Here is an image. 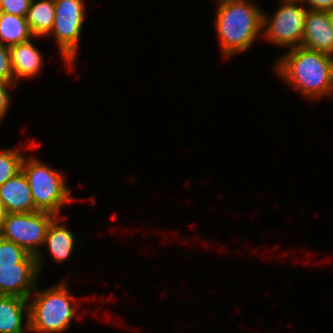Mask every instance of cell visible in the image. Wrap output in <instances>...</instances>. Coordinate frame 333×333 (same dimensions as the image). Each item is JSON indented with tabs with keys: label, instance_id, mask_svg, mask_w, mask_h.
I'll use <instances>...</instances> for the list:
<instances>
[{
	"label": "cell",
	"instance_id": "cell-15",
	"mask_svg": "<svg viewBox=\"0 0 333 333\" xmlns=\"http://www.w3.org/2000/svg\"><path fill=\"white\" fill-rule=\"evenodd\" d=\"M34 38L26 17L0 11V42L8 47Z\"/></svg>",
	"mask_w": 333,
	"mask_h": 333
},
{
	"label": "cell",
	"instance_id": "cell-17",
	"mask_svg": "<svg viewBox=\"0 0 333 333\" xmlns=\"http://www.w3.org/2000/svg\"><path fill=\"white\" fill-rule=\"evenodd\" d=\"M29 255L21 246L0 237V267L15 266Z\"/></svg>",
	"mask_w": 333,
	"mask_h": 333
},
{
	"label": "cell",
	"instance_id": "cell-5",
	"mask_svg": "<svg viewBox=\"0 0 333 333\" xmlns=\"http://www.w3.org/2000/svg\"><path fill=\"white\" fill-rule=\"evenodd\" d=\"M55 217L44 211L8 213L0 237L14 242L35 256L40 272L45 260L38 249L44 244L48 226Z\"/></svg>",
	"mask_w": 333,
	"mask_h": 333
},
{
	"label": "cell",
	"instance_id": "cell-13",
	"mask_svg": "<svg viewBox=\"0 0 333 333\" xmlns=\"http://www.w3.org/2000/svg\"><path fill=\"white\" fill-rule=\"evenodd\" d=\"M60 216H56L48 226L44 244L57 263L65 261L74 251L77 240L75 234L66 225L59 224Z\"/></svg>",
	"mask_w": 333,
	"mask_h": 333
},
{
	"label": "cell",
	"instance_id": "cell-6",
	"mask_svg": "<svg viewBox=\"0 0 333 333\" xmlns=\"http://www.w3.org/2000/svg\"><path fill=\"white\" fill-rule=\"evenodd\" d=\"M55 21L50 34H54L58 49L68 68L71 69L84 22L83 0H54Z\"/></svg>",
	"mask_w": 333,
	"mask_h": 333
},
{
	"label": "cell",
	"instance_id": "cell-19",
	"mask_svg": "<svg viewBox=\"0 0 333 333\" xmlns=\"http://www.w3.org/2000/svg\"><path fill=\"white\" fill-rule=\"evenodd\" d=\"M32 0H0V11L26 17Z\"/></svg>",
	"mask_w": 333,
	"mask_h": 333
},
{
	"label": "cell",
	"instance_id": "cell-10",
	"mask_svg": "<svg viewBox=\"0 0 333 333\" xmlns=\"http://www.w3.org/2000/svg\"><path fill=\"white\" fill-rule=\"evenodd\" d=\"M0 201L8 213L35 212L29 183L22 170L0 186Z\"/></svg>",
	"mask_w": 333,
	"mask_h": 333
},
{
	"label": "cell",
	"instance_id": "cell-4",
	"mask_svg": "<svg viewBox=\"0 0 333 333\" xmlns=\"http://www.w3.org/2000/svg\"><path fill=\"white\" fill-rule=\"evenodd\" d=\"M21 170L25 174L35 203V211L59 216L61 207L73 201L63 174L49 168L37 158L24 155Z\"/></svg>",
	"mask_w": 333,
	"mask_h": 333
},
{
	"label": "cell",
	"instance_id": "cell-7",
	"mask_svg": "<svg viewBox=\"0 0 333 333\" xmlns=\"http://www.w3.org/2000/svg\"><path fill=\"white\" fill-rule=\"evenodd\" d=\"M300 4L282 2L272 18L263 12L262 30L265 33L262 36L277 46H290L291 49L301 46L308 8Z\"/></svg>",
	"mask_w": 333,
	"mask_h": 333
},
{
	"label": "cell",
	"instance_id": "cell-24",
	"mask_svg": "<svg viewBox=\"0 0 333 333\" xmlns=\"http://www.w3.org/2000/svg\"><path fill=\"white\" fill-rule=\"evenodd\" d=\"M330 16H331V22H332V26H333V11H330Z\"/></svg>",
	"mask_w": 333,
	"mask_h": 333
},
{
	"label": "cell",
	"instance_id": "cell-9",
	"mask_svg": "<svg viewBox=\"0 0 333 333\" xmlns=\"http://www.w3.org/2000/svg\"><path fill=\"white\" fill-rule=\"evenodd\" d=\"M301 46L333 56V26L330 11L308 9Z\"/></svg>",
	"mask_w": 333,
	"mask_h": 333
},
{
	"label": "cell",
	"instance_id": "cell-2",
	"mask_svg": "<svg viewBox=\"0 0 333 333\" xmlns=\"http://www.w3.org/2000/svg\"><path fill=\"white\" fill-rule=\"evenodd\" d=\"M216 32L226 58L248 50L262 31L263 12L247 0H217ZM258 37V38H257Z\"/></svg>",
	"mask_w": 333,
	"mask_h": 333
},
{
	"label": "cell",
	"instance_id": "cell-18",
	"mask_svg": "<svg viewBox=\"0 0 333 333\" xmlns=\"http://www.w3.org/2000/svg\"><path fill=\"white\" fill-rule=\"evenodd\" d=\"M0 81L15 84L9 47L0 42Z\"/></svg>",
	"mask_w": 333,
	"mask_h": 333
},
{
	"label": "cell",
	"instance_id": "cell-16",
	"mask_svg": "<svg viewBox=\"0 0 333 333\" xmlns=\"http://www.w3.org/2000/svg\"><path fill=\"white\" fill-rule=\"evenodd\" d=\"M23 159L20 150L0 151V186L21 171Z\"/></svg>",
	"mask_w": 333,
	"mask_h": 333
},
{
	"label": "cell",
	"instance_id": "cell-23",
	"mask_svg": "<svg viewBox=\"0 0 333 333\" xmlns=\"http://www.w3.org/2000/svg\"><path fill=\"white\" fill-rule=\"evenodd\" d=\"M284 3H305V0H282Z\"/></svg>",
	"mask_w": 333,
	"mask_h": 333
},
{
	"label": "cell",
	"instance_id": "cell-21",
	"mask_svg": "<svg viewBox=\"0 0 333 333\" xmlns=\"http://www.w3.org/2000/svg\"><path fill=\"white\" fill-rule=\"evenodd\" d=\"M310 10L333 11V0H305Z\"/></svg>",
	"mask_w": 333,
	"mask_h": 333
},
{
	"label": "cell",
	"instance_id": "cell-20",
	"mask_svg": "<svg viewBox=\"0 0 333 333\" xmlns=\"http://www.w3.org/2000/svg\"><path fill=\"white\" fill-rule=\"evenodd\" d=\"M16 84H11L8 82L0 81V120L4 118L5 114L8 112L9 106L11 105V96L9 94V89L14 87Z\"/></svg>",
	"mask_w": 333,
	"mask_h": 333
},
{
	"label": "cell",
	"instance_id": "cell-14",
	"mask_svg": "<svg viewBox=\"0 0 333 333\" xmlns=\"http://www.w3.org/2000/svg\"><path fill=\"white\" fill-rule=\"evenodd\" d=\"M26 20L35 38L50 35L55 21L54 0H32Z\"/></svg>",
	"mask_w": 333,
	"mask_h": 333
},
{
	"label": "cell",
	"instance_id": "cell-12",
	"mask_svg": "<svg viewBox=\"0 0 333 333\" xmlns=\"http://www.w3.org/2000/svg\"><path fill=\"white\" fill-rule=\"evenodd\" d=\"M15 83L18 78L36 76L42 69L43 57L31 39L9 47Z\"/></svg>",
	"mask_w": 333,
	"mask_h": 333
},
{
	"label": "cell",
	"instance_id": "cell-8",
	"mask_svg": "<svg viewBox=\"0 0 333 333\" xmlns=\"http://www.w3.org/2000/svg\"><path fill=\"white\" fill-rule=\"evenodd\" d=\"M38 274L37 259L31 254L15 266L0 267V295L29 299L35 293Z\"/></svg>",
	"mask_w": 333,
	"mask_h": 333
},
{
	"label": "cell",
	"instance_id": "cell-1",
	"mask_svg": "<svg viewBox=\"0 0 333 333\" xmlns=\"http://www.w3.org/2000/svg\"><path fill=\"white\" fill-rule=\"evenodd\" d=\"M288 51L277 60V76L309 100L333 95L332 55L303 46Z\"/></svg>",
	"mask_w": 333,
	"mask_h": 333
},
{
	"label": "cell",
	"instance_id": "cell-11",
	"mask_svg": "<svg viewBox=\"0 0 333 333\" xmlns=\"http://www.w3.org/2000/svg\"><path fill=\"white\" fill-rule=\"evenodd\" d=\"M26 316L25 327L23 316ZM29 331L28 299L13 295H0V333Z\"/></svg>",
	"mask_w": 333,
	"mask_h": 333
},
{
	"label": "cell",
	"instance_id": "cell-22",
	"mask_svg": "<svg viewBox=\"0 0 333 333\" xmlns=\"http://www.w3.org/2000/svg\"><path fill=\"white\" fill-rule=\"evenodd\" d=\"M7 214H8V212L6 211L5 206L0 201V233L3 229V225H4Z\"/></svg>",
	"mask_w": 333,
	"mask_h": 333
},
{
	"label": "cell",
	"instance_id": "cell-3",
	"mask_svg": "<svg viewBox=\"0 0 333 333\" xmlns=\"http://www.w3.org/2000/svg\"><path fill=\"white\" fill-rule=\"evenodd\" d=\"M36 290L35 288L36 298L28 299L29 332L61 333L67 330L75 316L76 308L71 305L72 294L65 282L39 293Z\"/></svg>",
	"mask_w": 333,
	"mask_h": 333
}]
</instances>
